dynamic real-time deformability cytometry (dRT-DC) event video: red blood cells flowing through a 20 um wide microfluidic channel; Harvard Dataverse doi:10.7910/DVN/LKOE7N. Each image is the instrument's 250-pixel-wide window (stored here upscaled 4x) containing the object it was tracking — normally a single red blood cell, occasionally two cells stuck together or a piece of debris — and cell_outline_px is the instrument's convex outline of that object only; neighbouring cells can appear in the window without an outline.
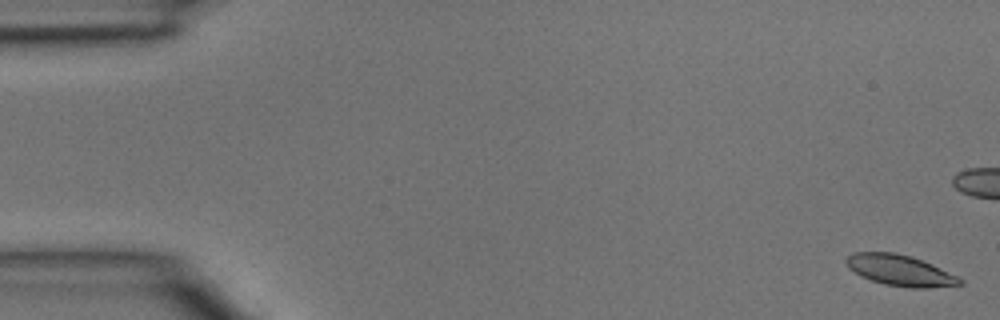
{"species": "common noctule bat (a hibernating species)", "species_latin": "Nyctalus noctula", "temperature_condition": "room temperature", "stored_images_in_passage": 4, "segment_of_instrument_passage": [2, 2], "camera_frame_rate_fps": 3000, "um_per_image_px": 0.085, "animal": {"sex": "male", "body_mass_g": 15.6}, "frame": {"image": 1, "passage_image": 4, "time_ms": 1.0, "image_size_px": [1000, 320], "cell_outline_px": [[964, 284], [928, 288], [912, 288], [884, 284], [860, 276], [848, 268], [844, 260], [852, 252], [892, 252], [912, 256], [956, 276], [964, 280]], "centroid_in_image_um": [76.46, 22.98], "position_along_channel_um": 8.5, "area_um2": 20.35}}